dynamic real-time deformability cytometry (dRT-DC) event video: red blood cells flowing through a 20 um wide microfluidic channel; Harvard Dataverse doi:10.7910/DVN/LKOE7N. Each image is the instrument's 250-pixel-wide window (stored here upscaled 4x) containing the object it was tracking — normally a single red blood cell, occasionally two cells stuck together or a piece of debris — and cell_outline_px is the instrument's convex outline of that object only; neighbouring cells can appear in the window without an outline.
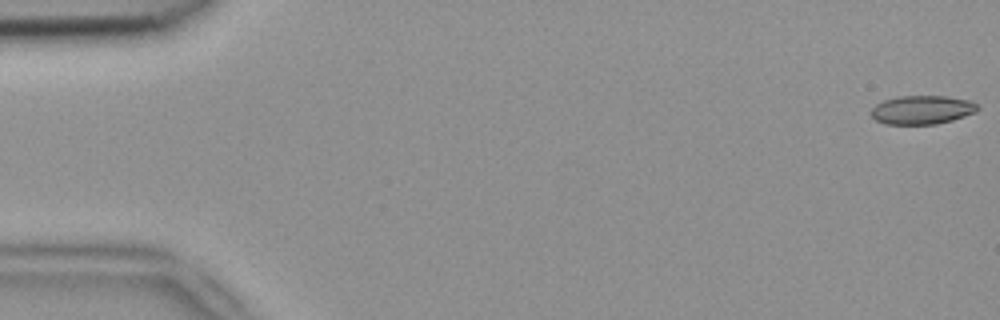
{"species": "common noctule bat (a hibernating species)", "species_latin": "Nyctalus noctula", "temperature_condition": "room temperature", "stored_images_in_passage": 5, "camera_frame_rate_fps": 3000, "um_per_image_px": 0.085, "animal": {"sex": "female", "body_mass_g": 18.4}, "frame": {"image": 1, "passage_image": 1, "time_ms": 0.0, "image_size_px": [1000, 320], "cell_outline_px": [[980, 108], [976, 112], [952, 120], [936, 124], [884, 124], [876, 120], [872, 116], [872, 108], [876, 104], [884, 100], [896, 96], [944, 96], [972, 100], [980, 104]], "centroid_in_image_um": [78.42, 9.33], "position_along_channel_um": 6.6, "area_um2": 17.98}}
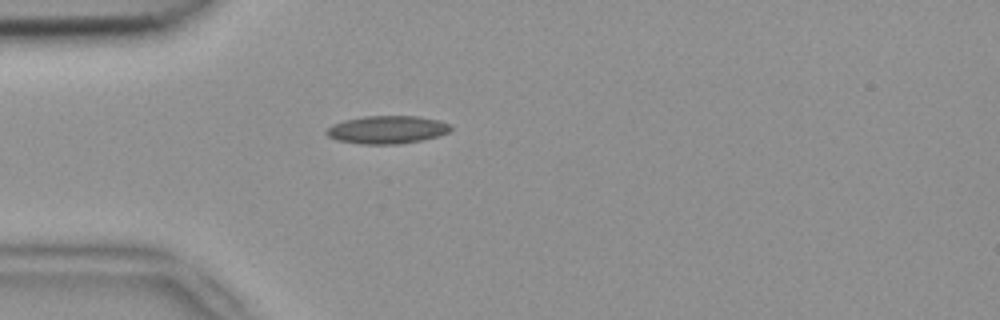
{"frame": {"image": 2, "passage_image": 5, "time_ms": 1.333, "image_size_px": [1000, 320], "cell_outline_px": [[452, 128], [448, 132], [436, 136], [420, 140], [396, 144], [360, 144], [336, 140], [328, 136], [324, 132], [332, 124], [344, 120], [364, 116], [420, 116], [440, 120], [452, 124]], "centroid_in_image_um": [32.89, 11.01], "position_along_channel_um": 52.1, "area_um2": 20.29}}